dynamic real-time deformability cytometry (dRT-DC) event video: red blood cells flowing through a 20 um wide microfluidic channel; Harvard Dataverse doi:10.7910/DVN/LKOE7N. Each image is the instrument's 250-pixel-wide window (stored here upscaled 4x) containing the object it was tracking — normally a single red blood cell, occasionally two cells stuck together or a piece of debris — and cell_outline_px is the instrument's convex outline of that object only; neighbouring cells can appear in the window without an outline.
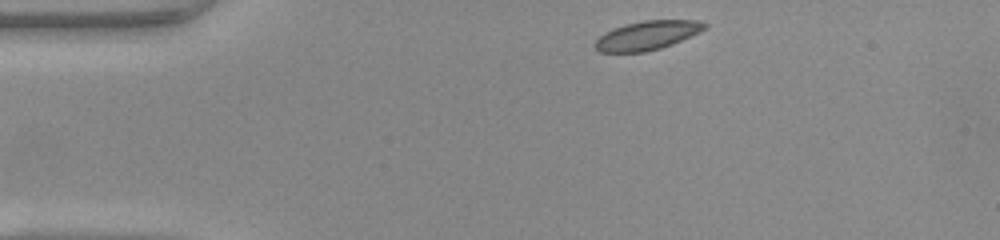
{"species": "common noctule bat (a hibernating species)", "species_latin": "Nyctalus noctula", "temperature_condition": "warm", "stored_images_in_passage": 41, "camera_frame_rate_fps": 3000, "um_per_image_px": 0.085, "animal": {"sex": "female", "body_mass_g": 22.0, "forearm_length_mm": 56.7}, "frame": {"image": 1, "passage_image": 1, "time_ms": 0.0, "image_size_px": [1000, 240], "cell_outline_px": [[708, 28], [700, 32], [672, 44], [660, 48], [644, 52], [600, 52], [596, 48], [596, 40], [604, 32], [612, 28], [624, 24], [644, 20], [696, 20], [708, 24]], "centroid_in_image_um": [55.03, 2.99], "position_along_channel_um": 30.0, "area_um2": 18.5}}
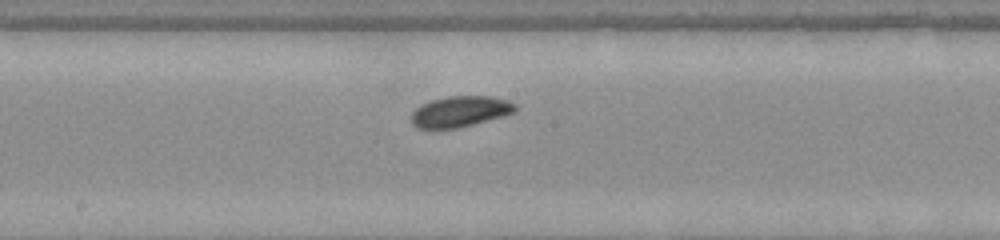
{"frame": {"image": 2, "passage_image": 18, "time_ms": 5.667, "image_size_px": [1000, 240], "cell_outline_px": [[516, 108], [512, 112], [504, 116], [456, 128], [416, 128], [412, 124], [412, 112], [420, 104], [432, 100], [448, 96], [492, 96], [508, 100], [516, 104]], "centroid_in_image_um": [39.1, 9.47], "position_along_channel_um": 209.1, "area_um2": 18.55}}
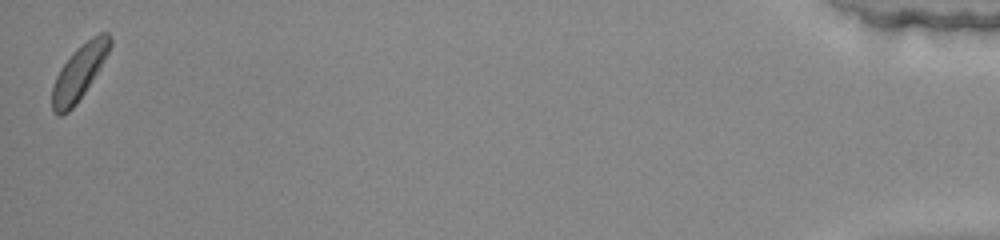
{"frame": {"image": 3, "passage_image": 41, "time_ms": 13.333, "image_size_px": [1000, 240], "cell_outline_px": [[112, 44], [104, 60], [84, 92], [76, 104], [68, 112], [60, 116], [52, 112], [52, 84], [60, 68], [72, 52], [76, 48], [92, 36], [100, 32], [108, 32], [112, 40]], "centroid_in_image_um": [6.71, 6.14], "position_along_channel_um": 428.5, "area_um2": 18.32}, "authors_computed_cell_mechanics": {"area_um2": 18.4382, "velocity_mm_per_s": 4.1176, "shape_relaxation_time_tau1_ms": 3.9096, "shape_relaxation_time_tau2_ms": null, "deformation_change_tau1": 0.0856, "deformation_change_tau2": null}}